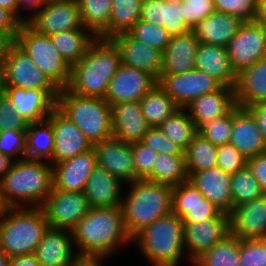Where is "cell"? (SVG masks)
Here are the masks:
<instances>
[{"mask_svg":"<svg viewBox=\"0 0 266 266\" xmlns=\"http://www.w3.org/2000/svg\"><path fill=\"white\" fill-rule=\"evenodd\" d=\"M78 256L113 255L118 245L132 243L121 206L90 208L71 230Z\"/></svg>","mask_w":266,"mask_h":266,"instance_id":"6da1fadb","label":"cell"},{"mask_svg":"<svg viewBox=\"0 0 266 266\" xmlns=\"http://www.w3.org/2000/svg\"><path fill=\"white\" fill-rule=\"evenodd\" d=\"M120 64V54L114 43L97 37L85 56L71 66L67 89L83 97L105 98Z\"/></svg>","mask_w":266,"mask_h":266,"instance_id":"7a4b0ae2","label":"cell"},{"mask_svg":"<svg viewBox=\"0 0 266 266\" xmlns=\"http://www.w3.org/2000/svg\"><path fill=\"white\" fill-rule=\"evenodd\" d=\"M0 182L9 207H42L52 192L53 166L45 160H14Z\"/></svg>","mask_w":266,"mask_h":266,"instance_id":"3957f363","label":"cell"},{"mask_svg":"<svg viewBox=\"0 0 266 266\" xmlns=\"http://www.w3.org/2000/svg\"><path fill=\"white\" fill-rule=\"evenodd\" d=\"M121 208L125 227L132 239L156 219L172 212V187L146 179L131 182Z\"/></svg>","mask_w":266,"mask_h":266,"instance_id":"277c9868","label":"cell"},{"mask_svg":"<svg viewBox=\"0 0 266 266\" xmlns=\"http://www.w3.org/2000/svg\"><path fill=\"white\" fill-rule=\"evenodd\" d=\"M49 227L42 207H9L0 217V247L10 258L33 254Z\"/></svg>","mask_w":266,"mask_h":266,"instance_id":"5b68a950","label":"cell"},{"mask_svg":"<svg viewBox=\"0 0 266 266\" xmlns=\"http://www.w3.org/2000/svg\"><path fill=\"white\" fill-rule=\"evenodd\" d=\"M184 223L173 212L156 219L134 238L153 266H179L184 249Z\"/></svg>","mask_w":266,"mask_h":266,"instance_id":"8992f818","label":"cell"},{"mask_svg":"<svg viewBox=\"0 0 266 266\" xmlns=\"http://www.w3.org/2000/svg\"><path fill=\"white\" fill-rule=\"evenodd\" d=\"M56 107L91 141L113 137L110 104L104 98L83 97L60 89Z\"/></svg>","mask_w":266,"mask_h":266,"instance_id":"52a82bcc","label":"cell"},{"mask_svg":"<svg viewBox=\"0 0 266 266\" xmlns=\"http://www.w3.org/2000/svg\"><path fill=\"white\" fill-rule=\"evenodd\" d=\"M16 45L59 90L67 88L71 66L53 46L50 36L35 31L27 23H21L16 35Z\"/></svg>","mask_w":266,"mask_h":266,"instance_id":"ba28073f","label":"cell"},{"mask_svg":"<svg viewBox=\"0 0 266 266\" xmlns=\"http://www.w3.org/2000/svg\"><path fill=\"white\" fill-rule=\"evenodd\" d=\"M31 15L26 23L48 36L84 28L77 0H45L42 7Z\"/></svg>","mask_w":266,"mask_h":266,"instance_id":"9c48e42d","label":"cell"},{"mask_svg":"<svg viewBox=\"0 0 266 266\" xmlns=\"http://www.w3.org/2000/svg\"><path fill=\"white\" fill-rule=\"evenodd\" d=\"M158 85L180 108H186L199 96L223 87L218 80L197 69L181 74H160Z\"/></svg>","mask_w":266,"mask_h":266,"instance_id":"30bf717a","label":"cell"},{"mask_svg":"<svg viewBox=\"0 0 266 266\" xmlns=\"http://www.w3.org/2000/svg\"><path fill=\"white\" fill-rule=\"evenodd\" d=\"M228 56L233 70H241L266 58V28L254 21L243 22L230 40Z\"/></svg>","mask_w":266,"mask_h":266,"instance_id":"8fae6325","label":"cell"},{"mask_svg":"<svg viewBox=\"0 0 266 266\" xmlns=\"http://www.w3.org/2000/svg\"><path fill=\"white\" fill-rule=\"evenodd\" d=\"M90 208L84 192L56 188H52L42 206L50 227L68 230H72Z\"/></svg>","mask_w":266,"mask_h":266,"instance_id":"7c38bea8","label":"cell"},{"mask_svg":"<svg viewBox=\"0 0 266 266\" xmlns=\"http://www.w3.org/2000/svg\"><path fill=\"white\" fill-rule=\"evenodd\" d=\"M184 249L193 263L204 252L230 234L229 213L221 211L205 221L184 223Z\"/></svg>","mask_w":266,"mask_h":266,"instance_id":"4fadbf2b","label":"cell"},{"mask_svg":"<svg viewBox=\"0 0 266 266\" xmlns=\"http://www.w3.org/2000/svg\"><path fill=\"white\" fill-rule=\"evenodd\" d=\"M2 70L4 86L34 90H59L16 44L9 51Z\"/></svg>","mask_w":266,"mask_h":266,"instance_id":"5bb4252c","label":"cell"},{"mask_svg":"<svg viewBox=\"0 0 266 266\" xmlns=\"http://www.w3.org/2000/svg\"><path fill=\"white\" fill-rule=\"evenodd\" d=\"M47 119L54 133L52 166L93 149L91 141L57 107Z\"/></svg>","mask_w":266,"mask_h":266,"instance_id":"9a60e30c","label":"cell"},{"mask_svg":"<svg viewBox=\"0 0 266 266\" xmlns=\"http://www.w3.org/2000/svg\"><path fill=\"white\" fill-rule=\"evenodd\" d=\"M158 84V80L142 70L120 64L110 80L105 100L111 105L140 100Z\"/></svg>","mask_w":266,"mask_h":266,"instance_id":"2e32d148","label":"cell"},{"mask_svg":"<svg viewBox=\"0 0 266 266\" xmlns=\"http://www.w3.org/2000/svg\"><path fill=\"white\" fill-rule=\"evenodd\" d=\"M4 94L28 123H35L46 120L56 108L59 90H34L4 86Z\"/></svg>","mask_w":266,"mask_h":266,"instance_id":"e0dca14e","label":"cell"},{"mask_svg":"<svg viewBox=\"0 0 266 266\" xmlns=\"http://www.w3.org/2000/svg\"><path fill=\"white\" fill-rule=\"evenodd\" d=\"M110 40L118 48L121 63L150 73L157 80L162 70V52L131 37L127 32L113 35Z\"/></svg>","mask_w":266,"mask_h":266,"instance_id":"ac0fdd59","label":"cell"},{"mask_svg":"<svg viewBox=\"0 0 266 266\" xmlns=\"http://www.w3.org/2000/svg\"><path fill=\"white\" fill-rule=\"evenodd\" d=\"M172 212L183 223H194L216 217L221 211L188 180L172 187Z\"/></svg>","mask_w":266,"mask_h":266,"instance_id":"d6986e66","label":"cell"},{"mask_svg":"<svg viewBox=\"0 0 266 266\" xmlns=\"http://www.w3.org/2000/svg\"><path fill=\"white\" fill-rule=\"evenodd\" d=\"M93 149L98 166L105 168L110 174L125 183L136 181L131 143L111 137L95 143Z\"/></svg>","mask_w":266,"mask_h":266,"instance_id":"ffe728a7","label":"cell"},{"mask_svg":"<svg viewBox=\"0 0 266 266\" xmlns=\"http://www.w3.org/2000/svg\"><path fill=\"white\" fill-rule=\"evenodd\" d=\"M230 233L239 239L266 238V194L233 207Z\"/></svg>","mask_w":266,"mask_h":266,"instance_id":"44dd1931","label":"cell"},{"mask_svg":"<svg viewBox=\"0 0 266 266\" xmlns=\"http://www.w3.org/2000/svg\"><path fill=\"white\" fill-rule=\"evenodd\" d=\"M237 107L234 88L223 86L220 90L199 96L185 109L199 130L218 117H227Z\"/></svg>","mask_w":266,"mask_h":266,"instance_id":"7402d4cb","label":"cell"},{"mask_svg":"<svg viewBox=\"0 0 266 266\" xmlns=\"http://www.w3.org/2000/svg\"><path fill=\"white\" fill-rule=\"evenodd\" d=\"M96 166L94 149L53 165V188L84 192L87 179Z\"/></svg>","mask_w":266,"mask_h":266,"instance_id":"603a6c76","label":"cell"},{"mask_svg":"<svg viewBox=\"0 0 266 266\" xmlns=\"http://www.w3.org/2000/svg\"><path fill=\"white\" fill-rule=\"evenodd\" d=\"M113 137L125 143L140 142L150 128L141 111L140 102L110 105Z\"/></svg>","mask_w":266,"mask_h":266,"instance_id":"cb8c5ba5","label":"cell"},{"mask_svg":"<svg viewBox=\"0 0 266 266\" xmlns=\"http://www.w3.org/2000/svg\"><path fill=\"white\" fill-rule=\"evenodd\" d=\"M231 133L229 143L247 159L266 152V140L247 109L238 106L232 112Z\"/></svg>","mask_w":266,"mask_h":266,"instance_id":"d4e9b609","label":"cell"},{"mask_svg":"<svg viewBox=\"0 0 266 266\" xmlns=\"http://www.w3.org/2000/svg\"><path fill=\"white\" fill-rule=\"evenodd\" d=\"M73 245L71 230L49 227L34 254L44 266H69L78 257Z\"/></svg>","mask_w":266,"mask_h":266,"instance_id":"484cf974","label":"cell"},{"mask_svg":"<svg viewBox=\"0 0 266 266\" xmlns=\"http://www.w3.org/2000/svg\"><path fill=\"white\" fill-rule=\"evenodd\" d=\"M199 45L191 30L172 36L162 52L161 74H181L195 69Z\"/></svg>","mask_w":266,"mask_h":266,"instance_id":"4316f807","label":"cell"},{"mask_svg":"<svg viewBox=\"0 0 266 266\" xmlns=\"http://www.w3.org/2000/svg\"><path fill=\"white\" fill-rule=\"evenodd\" d=\"M121 179L96 166L89 175L84 194L91 208L117 207L122 203Z\"/></svg>","mask_w":266,"mask_h":266,"instance_id":"83f0119b","label":"cell"},{"mask_svg":"<svg viewBox=\"0 0 266 266\" xmlns=\"http://www.w3.org/2000/svg\"><path fill=\"white\" fill-rule=\"evenodd\" d=\"M230 180L231 174L224 172L218 166L195 172L189 178L205 199L212 202L220 211L227 213L233 210Z\"/></svg>","mask_w":266,"mask_h":266,"instance_id":"f1b7e54d","label":"cell"},{"mask_svg":"<svg viewBox=\"0 0 266 266\" xmlns=\"http://www.w3.org/2000/svg\"><path fill=\"white\" fill-rule=\"evenodd\" d=\"M242 23L243 21L235 16L214 11L197 22L191 31L200 43L227 47Z\"/></svg>","mask_w":266,"mask_h":266,"instance_id":"f546056e","label":"cell"},{"mask_svg":"<svg viewBox=\"0 0 266 266\" xmlns=\"http://www.w3.org/2000/svg\"><path fill=\"white\" fill-rule=\"evenodd\" d=\"M195 69L207 73L223 86L234 88L236 85L237 74L231 66L227 47L200 43Z\"/></svg>","mask_w":266,"mask_h":266,"instance_id":"4dcf8cb0","label":"cell"},{"mask_svg":"<svg viewBox=\"0 0 266 266\" xmlns=\"http://www.w3.org/2000/svg\"><path fill=\"white\" fill-rule=\"evenodd\" d=\"M234 92L241 108L266 102V58L237 74Z\"/></svg>","mask_w":266,"mask_h":266,"instance_id":"1f68e13d","label":"cell"},{"mask_svg":"<svg viewBox=\"0 0 266 266\" xmlns=\"http://www.w3.org/2000/svg\"><path fill=\"white\" fill-rule=\"evenodd\" d=\"M53 46L64 60L72 66L85 56L89 46L97 36L88 28L63 31L50 35Z\"/></svg>","mask_w":266,"mask_h":266,"instance_id":"d6a6232c","label":"cell"},{"mask_svg":"<svg viewBox=\"0 0 266 266\" xmlns=\"http://www.w3.org/2000/svg\"><path fill=\"white\" fill-rule=\"evenodd\" d=\"M53 147L54 133L48 119L28 124L25 158L42 161L45 159L51 164Z\"/></svg>","mask_w":266,"mask_h":266,"instance_id":"836d02e7","label":"cell"},{"mask_svg":"<svg viewBox=\"0 0 266 266\" xmlns=\"http://www.w3.org/2000/svg\"><path fill=\"white\" fill-rule=\"evenodd\" d=\"M143 0H112L109 25L97 36L110 39L113 35L128 32L140 19Z\"/></svg>","mask_w":266,"mask_h":266,"instance_id":"e575fe53","label":"cell"},{"mask_svg":"<svg viewBox=\"0 0 266 266\" xmlns=\"http://www.w3.org/2000/svg\"><path fill=\"white\" fill-rule=\"evenodd\" d=\"M140 106L149 127H158L180 109L158 84L140 100Z\"/></svg>","mask_w":266,"mask_h":266,"instance_id":"d590c367","label":"cell"},{"mask_svg":"<svg viewBox=\"0 0 266 266\" xmlns=\"http://www.w3.org/2000/svg\"><path fill=\"white\" fill-rule=\"evenodd\" d=\"M145 179L171 187L188 181L185 156L158 153L153 170Z\"/></svg>","mask_w":266,"mask_h":266,"instance_id":"8d00e7d4","label":"cell"},{"mask_svg":"<svg viewBox=\"0 0 266 266\" xmlns=\"http://www.w3.org/2000/svg\"><path fill=\"white\" fill-rule=\"evenodd\" d=\"M239 252L240 239L230 233L192 264L194 266H241Z\"/></svg>","mask_w":266,"mask_h":266,"instance_id":"74e56055","label":"cell"},{"mask_svg":"<svg viewBox=\"0 0 266 266\" xmlns=\"http://www.w3.org/2000/svg\"><path fill=\"white\" fill-rule=\"evenodd\" d=\"M158 128L183 150L198 134L197 126L185 108L178 109L173 115L165 119Z\"/></svg>","mask_w":266,"mask_h":266,"instance_id":"f35d334b","label":"cell"},{"mask_svg":"<svg viewBox=\"0 0 266 266\" xmlns=\"http://www.w3.org/2000/svg\"><path fill=\"white\" fill-rule=\"evenodd\" d=\"M217 149L199 133L184 150L189 178L195 173L217 166Z\"/></svg>","mask_w":266,"mask_h":266,"instance_id":"ab89813d","label":"cell"},{"mask_svg":"<svg viewBox=\"0 0 266 266\" xmlns=\"http://www.w3.org/2000/svg\"><path fill=\"white\" fill-rule=\"evenodd\" d=\"M85 28L98 36L110 22L112 0H77Z\"/></svg>","mask_w":266,"mask_h":266,"instance_id":"60d3db41","label":"cell"},{"mask_svg":"<svg viewBox=\"0 0 266 266\" xmlns=\"http://www.w3.org/2000/svg\"><path fill=\"white\" fill-rule=\"evenodd\" d=\"M230 188L233 207L253 201L264 194L248 165L231 174Z\"/></svg>","mask_w":266,"mask_h":266,"instance_id":"b9f144b4","label":"cell"},{"mask_svg":"<svg viewBox=\"0 0 266 266\" xmlns=\"http://www.w3.org/2000/svg\"><path fill=\"white\" fill-rule=\"evenodd\" d=\"M131 37L163 52L172 35L163 26L139 19L127 32Z\"/></svg>","mask_w":266,"mask_h":266,"instance_id":"7bdbcfd3","label":"cell"},{"mask_svg":"<svg viewBox=\"0 0 266 266\" xmlns=\"http://www.w3.org/2000/svg\"><path fill=\"white\" fill-rule=\"evenodd\" d=\"M232 132V113L227 117H218L204 124L198 133L213 145L220 146L228 144Z\"/></svg>","mask_w":266,"mask_h":266,"instance_id":"ee69618b","label":"cell"},{"mask_svg":"<svg viewBox=\"0 0 266 266\" xmlns=\"http://www.w3.org/2000/svg\"><path fill=\"white\" fill-rule=\"evenodd\" d=\"M241 266H266V238L240 239Z\"/></svg>","mask_w":266,"mask_h":266,"instance_id":"f6af8a7d","label":"cell"},{"mask_svg":"<svg viewBox=\"0 0 266 266\" xmlns=\"http://www.w3.org/2000/svg\"><path fill=\"white\" fill-rule=\"evenodd\" d=\"M258 0H213L215 11L230 14L243 22L253 21Z\"/></svg>","mask_w":266,"mask_h":266,"instance_id":"bcb514c9","label":"cell"},{"mask_svg":"<svg viewBox=\"0 0 266 266\" xmlns=\"http://www.w3.org/2000/svg\"><path fill=\"white\" fill-rule=\"evenodd\" d=\"M26 131L7 129L0 131V152L11 159L25 158Z\"/></svg>","mask_w":266,"mask_h":266,"instance_id":"7dc6e473","label":"cell"},{"mask_svg":"<svg viewBox=\"0 0 266 266\" xmlns=\"http://www.w3.org/2000/svg\"><path fill=\"white\" fill-rule=\"evenodd\" d=\"M182 16L181 0H163L162 26L165 27L172 36L183 34L191 30L185 24Z\"/></svg>","mask_w":266,"mask_h":266,"instance_id":"c3c4849f","label":"cell"},{"mask_svg":"<svg viewBox=\"0 0 266 266\" xmlns=\"http://www.w3.org/2000/svg\"><path fill=\"white\" fill-rule=\"evenodd\" d=\"M131 149L136 171V180L145 179L152 172L158 153L141 141L132 143Z\"/></svg>","mask_w":266,"mask_h":266,"instance_id":"681fc988","label":"cell"},{"mask_svg":"<svg viewBox=\"0 0 266 266\" xmlns=\"http://www.w3.org/2000/svg\"><path fill=\"white\" fill-rule=\"evenodd\" d=\"M181 7L183 20L190 29L215 11L213 0H181Z\"/></svg>","mask_w":266,"mask_h":266,"instance_id":"f907efd6","label":"cell"},{"mask_svg":"<svg viewBox=\"0 0 266 266\" xmlns=\"http://www.w3.org/2000/svg\"><path fill=\"white\" fill-rule=\"evenodd\" d=\"M141 142L157 153L185 156L184 150L168 139L158 127H150L143 136Z\"/></svg>","mask_w":266,"mask_h":266,"instance_id":"816d5d0a","label":"cell"},{"mask_svg":"<svg viewBox=\"0 0 266 266\" xmlns=\"http://www.w3.org/2000/svg\"><path fill=\"white\" fill-rule=\"evenodd\" d=\"M217 158V166L229 174H234L246 166L248 160L230 143L218 146Z\"/></svg>","mask_w":266,"mask_h":266,"instance_id":"f5cc1de1","label":"cell"},{"mask_svg":"<svg viewBox=\"0 0 266 266\" xmlns=\"http://www.w3.org/2000/svg\"><path fill=\"white\" fill-rule=\"evenodd\" d=\"M28 122L17 112L15 105L3 94L0 96V131H27Z\"/></svg>","mask_w":266,"mask_h":266,"instance_id":"db71d44e","label":"cell"},{"mask_svg":"<svg viewBox=\"0 0 266 266\" xmlns=\"http://www.w3.org/2000/svg\"><path fill=\"white\" fill-rule=\"evenodd\" d=\"M163 0H143L140 19L162 26Z\"/></svg>","mask_w":266,"mask_h":266,"instance_id":"11a10c76","label":"cell"},{"mask_svg":"<svg viewBox=\"0 0 266 266\" xmlns=\"http://www.w3.org/2000/svg\"><path fill=\"white\" fill-rule=\"evenodd\" d=\"M247 165L266 194V152L248 158Z\"/></svg>","mask_w":266,"mask_h":266,"instance_id":"9f6ffc18","label":"cell"},{"mask_svg":"<svg viewBox=\"0 0 266 266\" xmlns=\"http://www.w3.org/2000/svg\"><path fill=\"white\" fill-rule=\"evenodd\" d=\"M18 31H0V68H2L11 48L16 44Z\"/></svg>","mask_w":266,"mask_h":266,"instance_id":"6f0895ef","label":"cell"},{"mask_svg":"<svg viewBox=\"0 0 266 266\" xmlns=\"http://www.w3.org/2000/svg\"><path fill=\"white\" fill-rule=\"evenodd\" d=\"M255 118L257 126L266 140V102L251 105L246 108Z\"/></svg>","mask_w":266,"mask_h":266,"instance_id":"680465c9","label":"cell"},{"mask_svg":"<svg viewBox=\"0 0 266 266\" xmlns=\"http://www.w3.org/2000/svg\"><path fill=\"white\" fill-rule=\"evenodd\" d=\"M21 22L9 11L0 7V31H18Z\"/></svg>","mask_w":266,"mask_h":266,"instance_id":"91938a15","label":"cell"},{"mask_svg":"<svg viewBox=\"0 0 266 266\" xmlns=\"http://www.w3.org/2000/svg\"><path fill=\"white\" fill-rule=\"evenodd\" d=\"M9 266H44L38 261L35 254L14 256L10 258Z\"/></svg>","mask_w":266,"mask_h":266,"instance_id":"94428289","label":"cell"},{"mask_svg":"<svg viewBox=\"0 0 266 266\" xmlns=\"http://www.w3.org/2000/svg\"><path fill=\"white\" fill-rule=\"evenodd\" d=\"M104 259L101 256H78L69 266H102Z\"/></svg>","mask_w":266,"mask_h":266,"instance_id":"6125c7cd","label":"cell"},{"mask_svg":"<svg viewBox=\"0 0 266 266\" xmlns=\"http://www.w3.org/2000/svg\"><path fill=\"white\" fill-rule=\"evenodd\" d=\"M0 7L6 9L12 13L21 23H26L28 17H24L20 14V10L17 8L16 0H0Z\"/></svg>","mask_w":266,"mask_h":266,"instance_id":"be15d7a7","label":"cell"},{"mask_svg":"<svg viewBox=\"0 0 266 266\" xmlns=\"http://www.w3.org/2000/svg\"><path fill=\"white\" fill-rule=\"evenodd\" d=\"M253 21L266 28V0L257 1L256 14Z\"/></svg>","mask_w":266,"mask_h":266,"instance_id":"e7e4bbea","label":"cell"},{"mask_svg":"<svg viewBox=\"0 0 266 266\" xmlns=\"http://www.w3.org/2000/svg\"><path fill=\"white\" fill-rule=\"evenodd\" d=\"M45 0H16L17 8L24 10H32L33 13L39 10L44 4Z\"/></svg>","mask_w":266,"mask_h":266,"instance_id":"03108f58","label":"cell"},{"mask_svg":"<svg viewBox=\"0 0 266 266\" xmlns=\"http://www.w3.org/2000/svg\"><path fill=\"white\" fill-rule=\"evenodd\" d=\"M14 160L0 152V180L10 170Z\"/></svg>","mask_w":266,"mask_h":266,"instance_id":"003e7915","label":"cell"},{"mask_svg":"<svg viewBox=\"0 0 266 266\" xmlns=\"http://www.w3.org/2000/svg\"><path fill=\"white\" fill-rule=\"evenodd\" d=\"M10 257L0 247V266H9Z\"/></svg>","mask_w":266,"mask_h":266,"instance_id":"a7ac6f4b","label":"cell"},{"mask_svg":"<svg viewBox=\"0 0 266 266\" xmlns=\"http://www.w3.org/2000/svg\"><path fill=\"white\" fill-rule=\"evenodd\" d=\"M9 209V206L3 199L1 182H0V217Z\"/></svg>","mask_w":266,"mask_h":266,"instance_id":"89a4df30","label":"cell"},{"mask_svg":"<svg viewBox=\"0 0 266 266\" xmlns=\"http://www.w3.org/2000/svg\"><path fill=\"white\" fill-rule=\"evenodd\" d=\"M4 94V74L2 68H0V96Z\"/></svg>","mask_w":266,"mask_h":266,"instance_id":"2644e50d","label":"cell"}]
</instances>
